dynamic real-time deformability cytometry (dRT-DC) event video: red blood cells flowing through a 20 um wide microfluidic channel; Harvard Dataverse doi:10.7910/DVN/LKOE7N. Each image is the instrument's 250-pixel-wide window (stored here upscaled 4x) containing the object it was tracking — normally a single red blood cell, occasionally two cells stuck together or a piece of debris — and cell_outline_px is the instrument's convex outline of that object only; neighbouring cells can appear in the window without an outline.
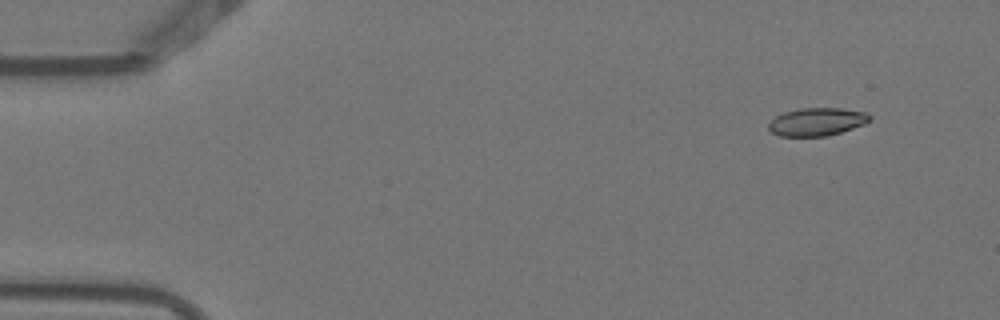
{"species": "Egyptian fruit bat (a non-hibernating species)", "species_latin": "Rousettus aegyptiacus", "temperature_condition": "warm", "stored_images_in_passage": 3, "camera_frame_rate_fps": 3000, "um_per_image_px": 0.085, "animal": {"sex": "female"}, "frame": {"image": 1, "passage_image": 3, "time_ms": 0.667, "image_size_px": [1000, 320], "cell_outline_px": [[872, 120], [864, 124], [840, 132], [824, 136], [780, 136], [772, 132], [768, 128], [768, 124], [776, 116], [784, 112], [800, 108], [840, 108], [864, 112], [872, 116]], "centroid_in_image_um": [69.44, 10.34], "position_along_channel_um": 15.6, "area_um2": 16.36}}